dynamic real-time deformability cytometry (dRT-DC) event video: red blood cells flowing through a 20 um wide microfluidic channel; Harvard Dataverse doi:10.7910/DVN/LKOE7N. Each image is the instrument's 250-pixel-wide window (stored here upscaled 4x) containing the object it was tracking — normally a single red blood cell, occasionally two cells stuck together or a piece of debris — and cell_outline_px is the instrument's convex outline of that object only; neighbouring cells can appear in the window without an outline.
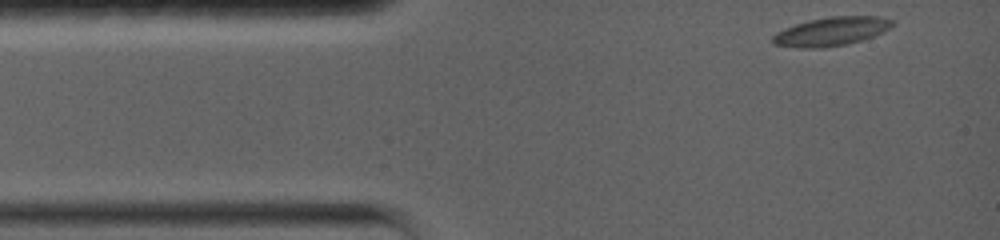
{"species": "common noctule bat (a hibernating species)", "species_latin": "Nyctalus noctula", "temperature_condition": "warm", "stored_images_in_passage": 67, "camera_frame_rate_fps": 5000, "um_per_image_px": 0.085, "animal": {"sex": "female", "body_mass_g": 19.0, "forearm_length_mm": 56.7}, "frame": {"image": 1, "passage_image": 1, "time_ms": 0.0, "image_size_px": [1000, 240], "cell_outline_px": [[892, 24], [888, 28], [872, 36], [848, 44], [824, 48], [796, 48], [772, 44], [772, 36], [776, 32], [784, 28], [796, 24], [828, 16], [880, 16], [892, 20]], "centroid_in_image_um": [70.59, 2.68], "position_along_channel_um": 14.4, "area_um2": 19.88}}
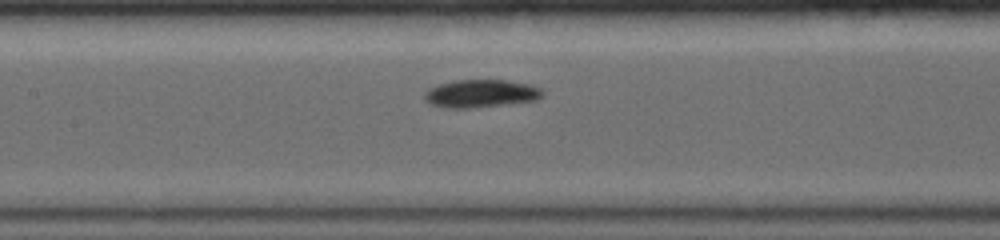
{"frame": {"image": 2, "passage_image": 29, "time_ms": 5.6, "image_size_px": [1000, 240], "cell_outline_px": [[544, 96], [536, 100], [504, 104], [468, 108], [444, 108], [428, 104], [424, 100], [424, 92], [428, 88], [440, 84], [456, 80], [504, 80], [528, 84], [540, 88], [544, 92]], "centroid_in_image_um": [40.83, 7.96], "position_along_channel_um": 166.6, "area_um2": 19.19}}
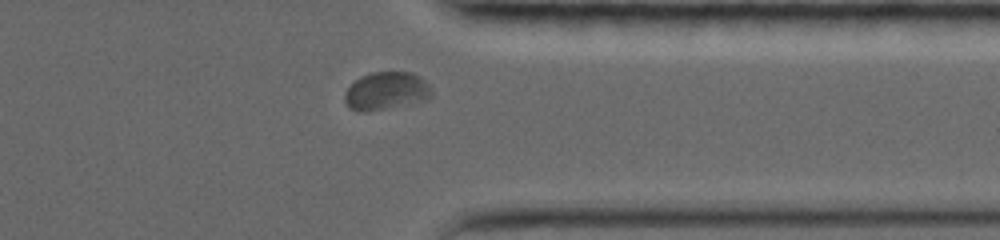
{"frame": {"image": 3, "passage_image": 58, "time_ms": 11.4, "image_size_px": [1000, 240], "cell_outline_px": [[432, 96], [372, 108], [352, 108], [344, 100], [344, 96], [348, 88], [360, 76], [372, 72], [412, 72], [420, 76], [432, 88]], "centroid_in_image_um": [32.83, 7.61], "position_along_channel_um": 378.6, "area_um2": 17.46}, "authors_computed_cell_mechanics": {"area_um2": 18.207, "velocity_mm_per_s": 3.6789, "shape_relaxation_time_tau1_ms": 3.8144, "shape_relaxation_time_tau2_ms": 1.426, "deformation_change_tau1": 0.145, "deformation_change_tau2": 0.0524}}